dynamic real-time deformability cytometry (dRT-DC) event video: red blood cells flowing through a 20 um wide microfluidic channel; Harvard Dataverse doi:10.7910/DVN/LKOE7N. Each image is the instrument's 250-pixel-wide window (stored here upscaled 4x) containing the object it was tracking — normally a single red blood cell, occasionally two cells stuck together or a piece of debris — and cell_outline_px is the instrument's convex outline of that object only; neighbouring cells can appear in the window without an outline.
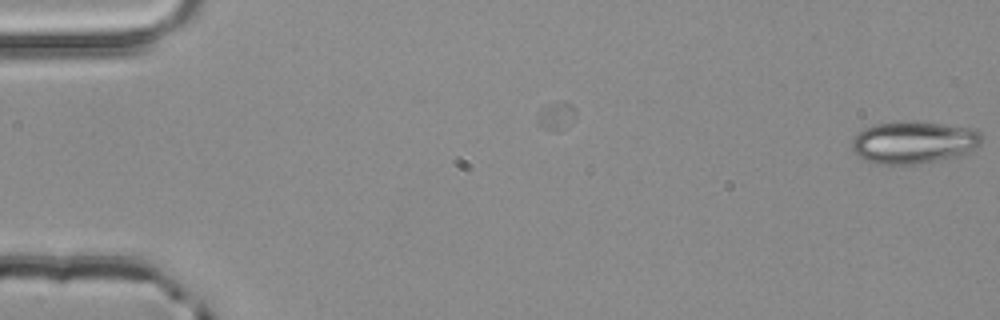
{"species": "common noctule bat (a hibernating species)", "species_latin": "Nyctalus noctula", "temperature_condition": "room temperature", "stored_images_in_passage": 5, "segment_of_instrument_passage": [1, 2], "camera_frame_rate_fps": 3000, "um_per_image_px": 0.085, "animal": {"sex": "male", "body_mass_g": 20.4}, "frame": {"image": 1, "passage_image": 1, "time_ms": 0.0, "image_size_px": [1000, 320], "cell_outline_px": [[984, 140], [980, 144], [968, 152], [960, 156], [916, 164], [876, 164], [864, 160], [852, 152], [852, 136], [856, 132], [864, 128], [876, 124], [892, 120], [916, 120], [972, 128], [980, 132], [984, 136]], "centroid_in_image_um": [77.63, 12.07], "position_along_channel_um": 7.4, "area_um2": 32.89}}